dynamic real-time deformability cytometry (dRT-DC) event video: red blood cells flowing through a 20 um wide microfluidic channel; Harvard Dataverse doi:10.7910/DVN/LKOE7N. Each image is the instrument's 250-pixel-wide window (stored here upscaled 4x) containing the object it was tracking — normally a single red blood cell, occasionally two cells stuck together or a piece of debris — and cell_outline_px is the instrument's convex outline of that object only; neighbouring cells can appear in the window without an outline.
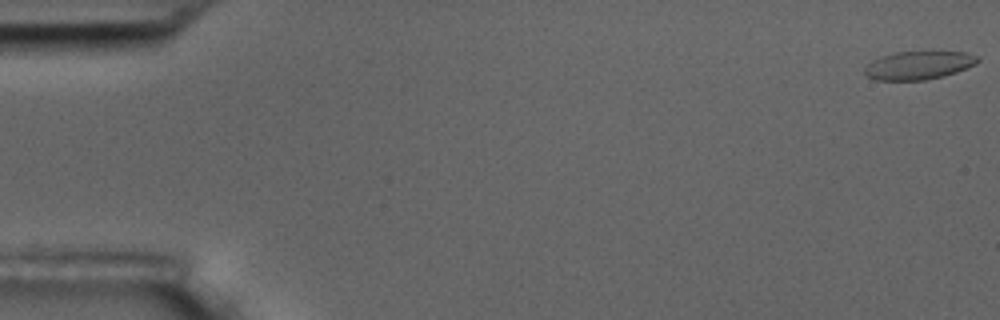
{"species": "common noctule bat (a hibernating species)", "species_latin": "Nyctalus noctula", "temperature_condition": "room temperature", "stored_images_in_passage": 5, "camera_frame_rate_fps": 3000, "um_per_image_px": 0.085, "animal": {"sex": "male", "body_mass_g": 17.5, "forearm_length_mm": 52.3}, "frame": {"image": 1, "passage_image": 1, "time_ms": 0.0, "image_size_px": [1000, 320], "cell_outline_px": [[980, 60], [976, 64], [956, 72], [944, 76], [924, 80], [876, 80], [868, 76], [864, 72], [864, 68], [872, 60], [880, 56], [896, 52], [968, 52], [980, 56]], "centroid_in_image_um": [78.11, 5.54], "position_along_channel_um": 6.9, "area_um2": 18.67}}